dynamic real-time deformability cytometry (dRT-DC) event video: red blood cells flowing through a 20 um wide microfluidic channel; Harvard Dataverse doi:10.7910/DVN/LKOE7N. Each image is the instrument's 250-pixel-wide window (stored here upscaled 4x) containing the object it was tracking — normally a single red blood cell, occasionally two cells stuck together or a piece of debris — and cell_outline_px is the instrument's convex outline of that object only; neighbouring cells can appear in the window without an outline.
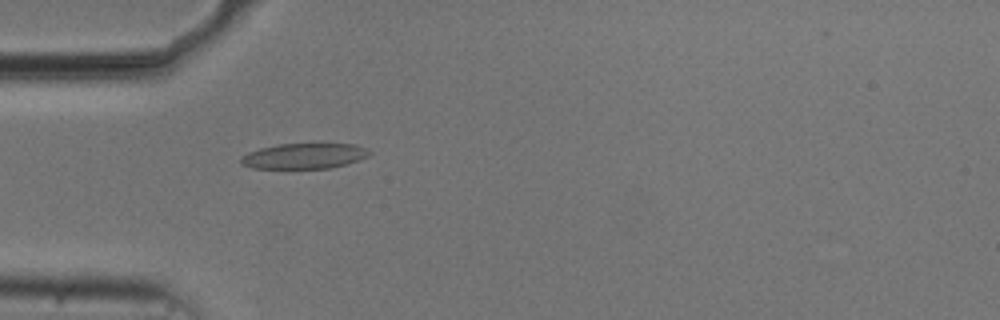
{"species": "common noctule bat (a hibernating species)", "species_latin": "Nyctalus noctula", "temperature_condition": "cold", "stored_images_in_passage": 39, "camera_frame_rate_fps": 3000, "um_per_image_px": 0.085, "animal": {"sex": "male", "body_mass_g": 20.5, "forearm_length_mm": 52.5}, "frame": {"image": 1, "passage_image": 1, "time_ms": 0.0, "image_size_px": [1000, 320], "cell_outline_px": [[372, 152], [368, 156], [348, 164], [332, 168], [252, 168], [240, 164], [240, 156], [248, 152], [260, 148], [276, 144], [356, 144]], "centroid_in_image_um": [25.83, 13.26], "position_along_channel_um": 59.2, "area_um2": 19.13}}
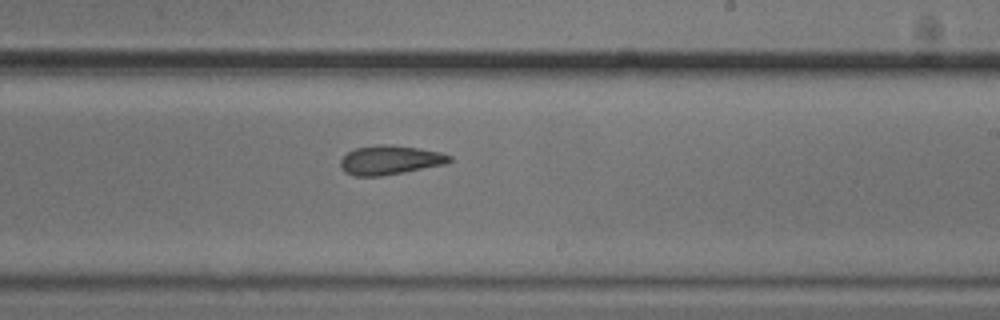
{"frame": {"image": 2, "passage_image": 17, "time_ms": 5.333, "image_size_px": [1000, 320], "cell_outline_px": [[452, 160], [448, 164], [404, 172], [380, 176], [352, 176], [344, 172], [340, 164], [340, 160], [348, 152], [356, 148], [376, 144], [392, 144], [440, 152], [452, 156]], "centroid_in_image_um": [33.16, 13.6], "position_along_channel_um": 255.8, "area_um2": 18.67}}
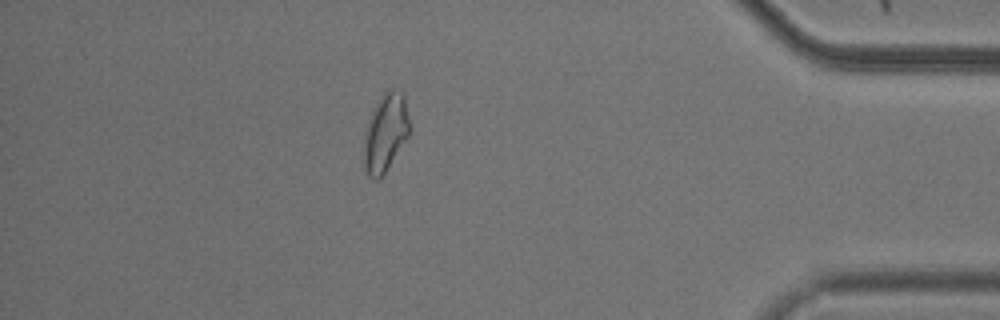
{"frame": {"image": 3, "passage_image": 32, "time_ms": 10.333, "image_size_px": [1000, 320], "cell_outline_px": [[412, 132], [380, 180], [372, 180], [368, 176], [364, 168], [364, 132], [368, 120], [380, 96], [388, 88], [396, 88], [404, 92], [412, 128]], "centroid_in_image_um": [32.81, 11.26], "position_along_channel_um": 402.4, "area_um2": 21.62}, "authors_computed_cell_mechanics": {"area_um2": 18.9584, "velocity_mm_per_s": 3.7302, "shape_relaxation_time_tau1_ms": 4.6572, "shape_relaxation_time_tau2_ms": 2.9478, "deformation_change_tau1": 0.1251, "deformation_change_tau2": 0.1018}}